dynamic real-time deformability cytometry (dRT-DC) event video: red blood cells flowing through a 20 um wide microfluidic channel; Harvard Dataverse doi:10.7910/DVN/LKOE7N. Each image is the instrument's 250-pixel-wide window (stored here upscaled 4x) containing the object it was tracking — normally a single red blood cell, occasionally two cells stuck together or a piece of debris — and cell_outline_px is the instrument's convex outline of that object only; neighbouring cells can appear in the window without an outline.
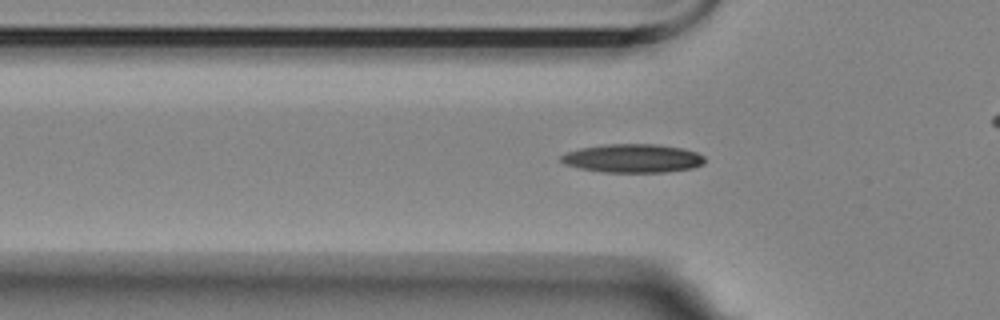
{"species": "Egyptian fruit bat (a non-hibernating species)", "species_latin": "Rousettus aegyptiacus", "temperature_condition": "room temperature", "stored_images_in_passage": 45, "camera_frame_rate_fps": 3000, "um_per_image_px": 0.085, "animal": {"sex": "female"}, "frame": {"image": 1, "passage_image": 14, "time_ms": 4.333, "image_size_px": [1000, 320], "cell_outline_px": [[704, 164], [692, 168], [664, 172], [604, 172], [580, 168], [564, 164], [560, 160], [560, 156], [568, 152], [580, 148], [608, 144], [656, 144], [684, 148], [696, 152], [704, 156]], "centroid_in_image_um": [53.8, 13.45], "position_along_channel_um": 72.0, "area_um2": 23.87}}
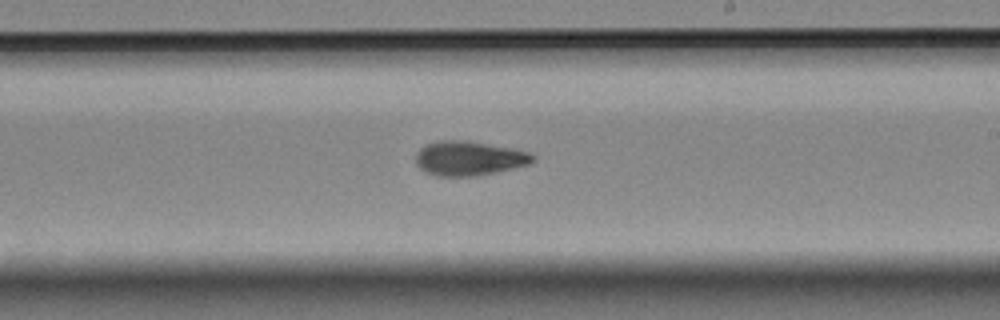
{"frame": {"image": 2, "passage_image": 29, "time_ms": 9.333, "image_size_px": [1000, 320], "cell_outline_px": [[536, 160], [528, 164], [496, 172], [476, 176], [436, 176], [424, 172], [416, 164], [416, 152], [420, 148], [428, 144], [440, 140], [468, 140], [512, 148], [528, 152], [536, 156]], "centroid_in_image_um": [39.86, 13.45], "position_along_channel_um": 249.1, "area_um2": 23.58}}
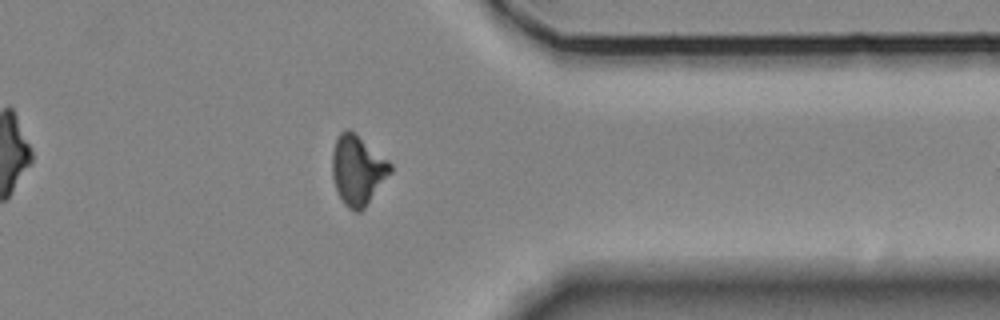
{"frame": {"image": 3, "passage_image": 41, "time_ms": 13.333, "image_size_px": [1000, 320], "cell_outline_px": [[392, 172], [364, 208], [360, 212], [356, 212], [348, 208], [344, 204], [336, 188], [332, 176], [332, 152], [336, 136], [344, 128], [348, 128], [388, 160], [392, 164]], "centroid_in_image_um": [30.39, 14.45], "position_along_channel_um": 381.0, "area_um2": 23.52}, "authors_computed_cell_mechanics": {"area_um2": 22.6576, "velocity_mm_per_s": 3.5163, "shape_relaxation_time_tau1_ms": 4.6755, "shape_relaxation_time_tau2_ms": 4.6014, "deformation_change_tau1": 0.1526, "deformation_change_tau2": 0.1183}}